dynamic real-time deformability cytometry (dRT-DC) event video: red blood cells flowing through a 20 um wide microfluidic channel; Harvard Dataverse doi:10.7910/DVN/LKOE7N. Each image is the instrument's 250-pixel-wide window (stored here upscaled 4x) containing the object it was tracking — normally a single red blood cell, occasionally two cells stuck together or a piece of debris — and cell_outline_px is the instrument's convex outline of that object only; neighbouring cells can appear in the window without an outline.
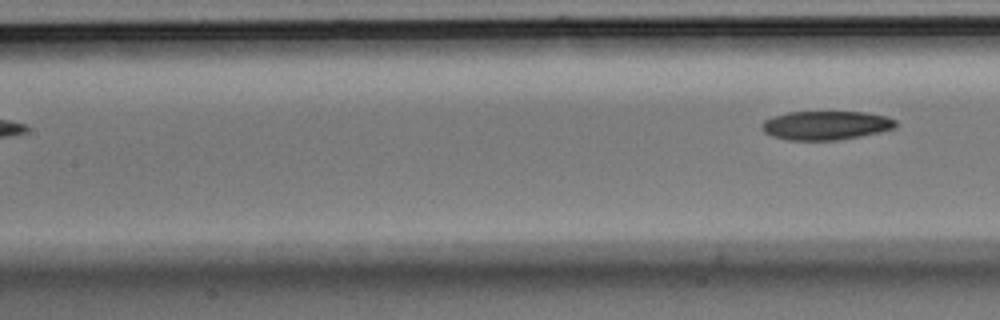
{"species": "Egyptian fruit bat (a non-hibernating species)", "species_latin": "Rousettus aegyptiacus", "temperature_condition": "room temperature", "stored_images_in_passage": 6, "segment_of_instrument_passage": [2, 2], "camera_frame_rate_fps": 3000, "um_per_image_px": 0.085, "animal": {"sex": "male"}, "frame": {"image": 1, "passage_image": 6, "time_ms": 1.667, "image_size_px": [1000, 320], "cell_outline_px": [[896, 128], [880, 132], [860, 136], [836, 140], [788, 140], [772, 136], [764, 132], [760, 128], [760, 124], [764, 120], [772, 116], [788, 112], [864, 112], [888, 116], [896, 120]], "centroid_in_image_um": [70.18, 10.65], "position_along_channel_um": 137.2, "area_um2": 22.72}}